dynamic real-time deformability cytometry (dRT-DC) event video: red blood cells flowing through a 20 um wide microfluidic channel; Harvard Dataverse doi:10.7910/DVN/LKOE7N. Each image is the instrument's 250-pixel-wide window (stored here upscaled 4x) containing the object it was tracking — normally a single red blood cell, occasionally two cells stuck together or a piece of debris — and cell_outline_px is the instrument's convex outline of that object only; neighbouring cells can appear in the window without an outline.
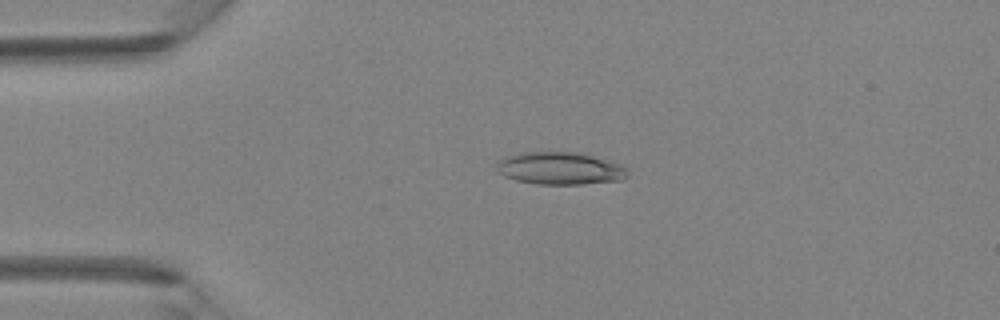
{"species": "Egyptian fruit bat (a non-hibernating species)", "species_latin": "Rousettus aegyptiacus", "temperature_condition": "room temperature", "stored_images_in_passage": 38, "camera_frame_rate_fps": 3000, "um_per_image_px": 0.085, "animal": {"sex": "female"}, "frame": {"image": 1, "passage_image": 4, "time_ms": 1.0, "image_size_px": [1000, 320], "cell_outline_px": [[628, 176], [624, 180], [584, 184], [536, 184], [516, 180], [504, 176], [496, 172], [496, 164], [504, 156], [516, 152], [588, 152], [628, 164]], "centroid_in_image_um": [47.71, 14.28], "position_along_channel_um": 37.3, "area_um2": 26.01}}
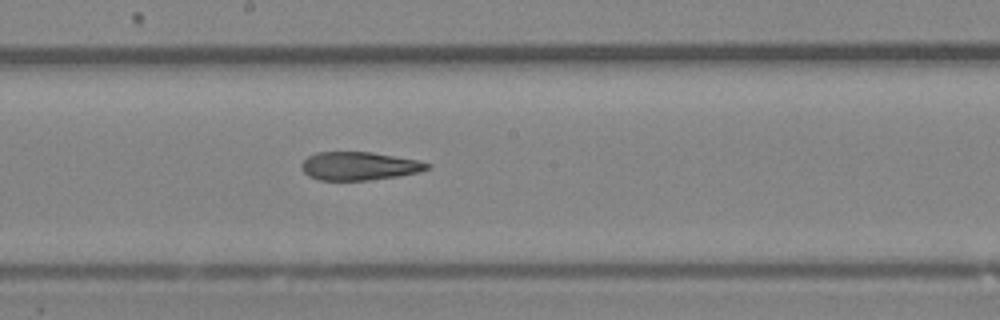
{"frame": {"image": 2, "passage_image": 18, "time_ms": 5.667, "image_size_px": [1000, 320], "cell_outline_px": [[432, 164], [428, 168], [420, 172], [396, 176], [368, 180], [320, 180], [308, 176], [300, 168], [300, 164], [308, 156], [316, 152], [372, 152], [420, 160]], "centroid_in_image_um": [30.52, 14.1], "position_along_channel_um": 217.7, "area_um2": 20.81}}
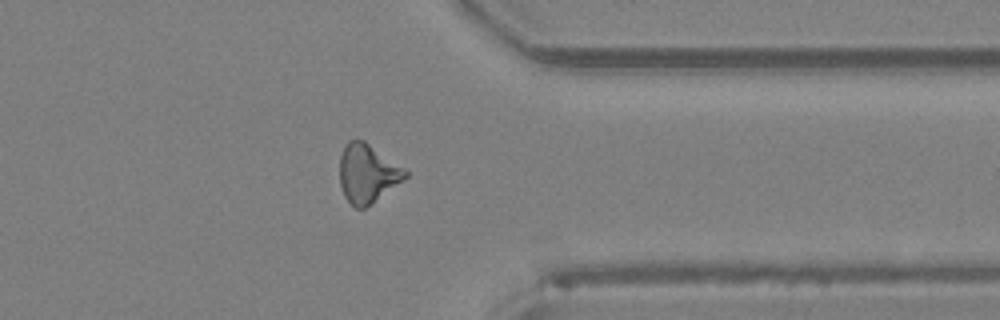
{"frame": {"image": 3, "passage_image": 29, "time_ms": 9.333, "image_size_px": [1000, 320], "cell_outline_px": [[408, 176], [364, 208], [356, 208], [344, 196], [340, 184], [340, 156], [348, 140], [364, 140], [404, 168], [408, 172]], "centroid_in_image_um": [31.21, 14.72], "position_along_channel_um": 380.2, "area_um2": 21.91}}